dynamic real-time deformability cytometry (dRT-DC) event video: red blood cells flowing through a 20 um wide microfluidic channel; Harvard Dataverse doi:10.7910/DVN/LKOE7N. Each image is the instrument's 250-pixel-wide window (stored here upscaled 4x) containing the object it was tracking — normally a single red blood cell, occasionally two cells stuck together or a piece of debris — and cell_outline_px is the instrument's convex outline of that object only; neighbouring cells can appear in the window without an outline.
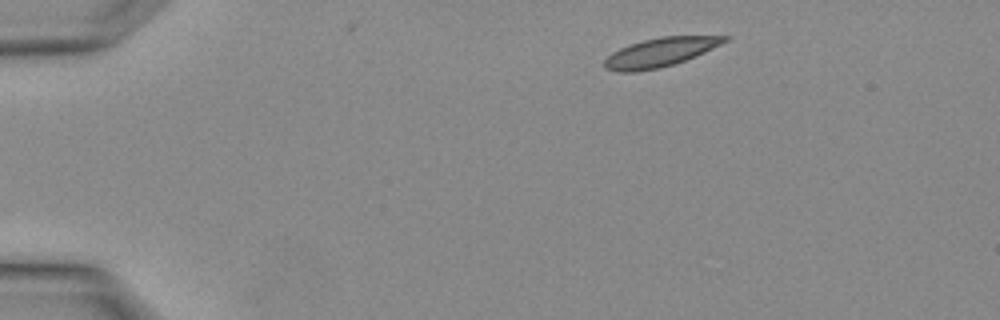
{"species": "Egyptian fruit bat (a non-hibernating species)", "species_latin": "Rousettus aegyptiacus", "temperature_condition": "warm", "stored_images_in_passage": 2, "camera_frame_rate_fps": 3000, "um_per_image_px": 0.085, "animal": {"sex": "female"}, "frame": {"image": 1, "passage_image": 1, "time_ms": 0.0, "image_size_px": [1000, 320], "cell_outline_px": [[728, 40], [704, 52], [684, 60], [660, 68], [636, 72], [620, 72], [604, 68], [604, 60], [612, 52], [620, 48], [644, 40], [660, 36], [728, 36]], "centroid_in_image_um": [56.06, 4.45], "position_along_channel_um": 28.9, "area_um2": 19.88}}